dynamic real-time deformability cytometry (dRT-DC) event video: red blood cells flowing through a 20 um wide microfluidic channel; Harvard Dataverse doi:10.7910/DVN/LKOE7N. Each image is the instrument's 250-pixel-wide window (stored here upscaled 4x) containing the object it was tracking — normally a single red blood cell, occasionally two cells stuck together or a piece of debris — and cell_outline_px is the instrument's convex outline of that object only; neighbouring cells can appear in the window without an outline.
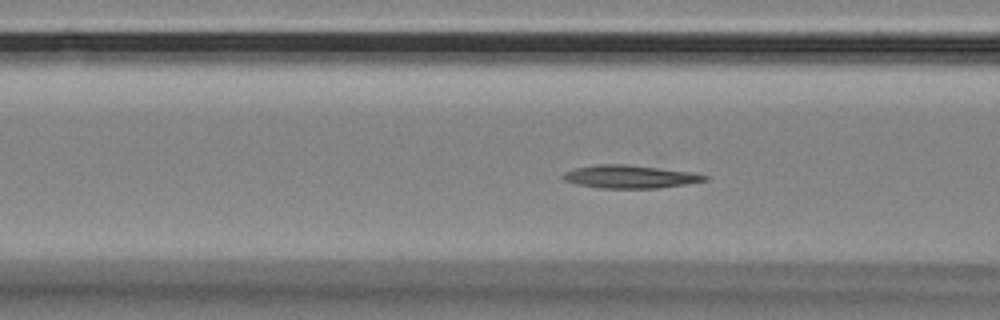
{"species": "Egyptian fruit bat (a non-hibernating species)", "species_latin": "Rousettus aegyptiacus", "temperature_condition": "room temperature", "stored_images_in_passage": 57, "camera_frame_rate_fps": 3000, "um_per_image_px": 0.085, "animal": {"sex": "female"}, "frame": {"image": 1, "passage_image": 21, "time_ms": 6.667, "image_size_px": [1000, 320], "cell_outline_px": [[708, 180], [684, 184], [656, 188], [600, 188], [576, 184], [564, 180], [560, 176], [564, 172], [576, 168], [596, 164], [628, 164], [692, 172], [708, 176]], "centroid_in_image_um": [53.5, 15.01], "position_along_channel_um": 113.1, "area_um2": 18.96}}
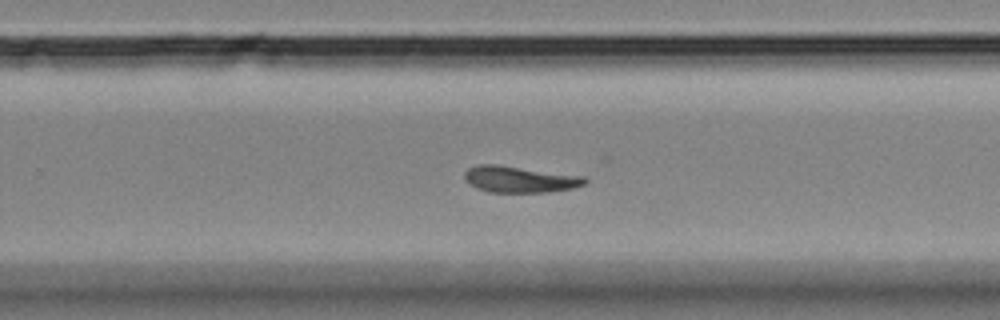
{"frame": {"image": 2, "passage_image": 36, "time_ms": 11.667, "image_size_px": [1000, 320], "cell_outline_px": [[588, 180], [584, 184], [572, 188], [548, 192], [488, 192], [476, 188], [468, 184], [464, 180], [464, 172], [468, 168], [476, 164], [496, 164], [584, 176]], "centroid_in_image_um": [44.11, 15.24], "position_along_channel_um": 285.7, "area_um2": 18.61}}
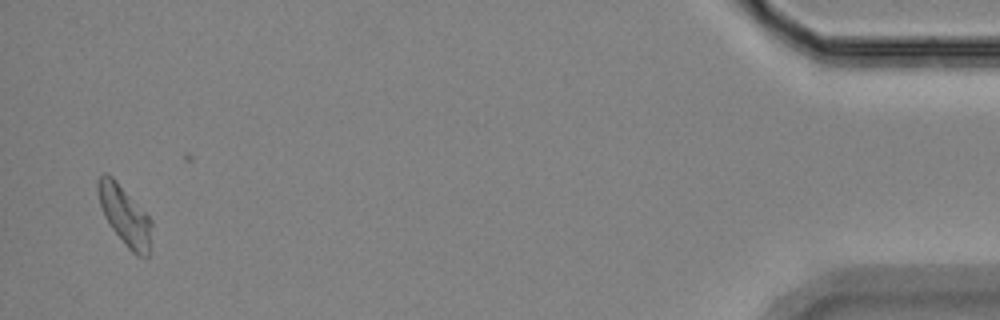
{"frame": {"image": 3, "passage_image": 55, "time_ms": 18.0, "image_size_px": [1000, 320], "cell_outline_px": [[152, 224], [148, 256], [136, 256], [124, 244], [112, 228], [104, 216], [100, 204], [96, 184], [96, 180], [104, 172], [112, 176], [116, 180], [152, 220]], "centroid_in_image_um": [10.59, 18.31], "position_along_channel_um": 424.6, "area_um2": 18.38}, "authors_computed_cell_mechanics": {"area_um2": 18.8428, "velocity_mm_per_s": 3.4608, "shape_relaxation_time_tau1_ms": 10.3604, "shape_relaxation_time_tau2_ms": null, "deformation_change_tau1": 0.2477, "deformation_change_tau2": null}}